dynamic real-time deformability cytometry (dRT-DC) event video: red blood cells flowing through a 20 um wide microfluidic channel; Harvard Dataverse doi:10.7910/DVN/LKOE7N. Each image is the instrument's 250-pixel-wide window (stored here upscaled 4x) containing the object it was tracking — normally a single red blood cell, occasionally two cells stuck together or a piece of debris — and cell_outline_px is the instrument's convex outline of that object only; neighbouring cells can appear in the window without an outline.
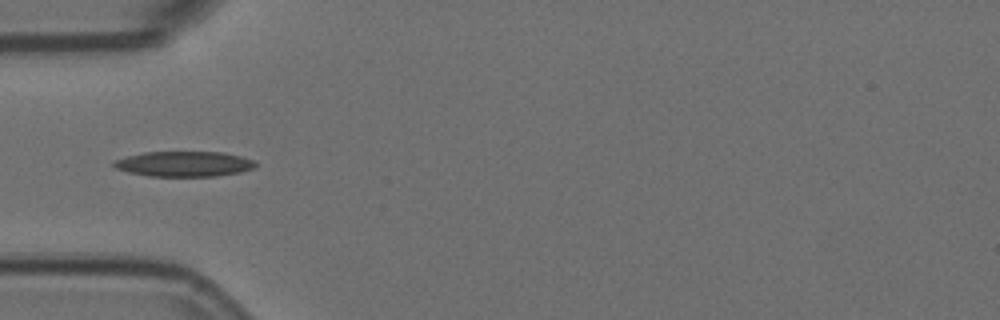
{"species": "Egyptian fruit bat (a non-hibernating species)", "species_latin": "Rousettus aegyptiacus", "temperature_condition": "room temperature", "stored_images_in_passage": 8, "camera_frame_rate_fps": 3000, "um_per_image_px": 0.085, "animal": {"sex": "female"}, "frame": {"image": 1, "passage_image": 4, "time_ms": 1.0, "image_size_px": [1000, 320], "cell_outline_px": [[256, 168], [240, 172], [216, 176], [148, 176], [128, 172], [116, 168], [112, 164], [112, 160], [144, 152], [224, 152], [256, 160]], "centroid_in_image_um": [15.66, 13.93], "position_along_channel_um": 69.3, "area_um2": 20.98}}
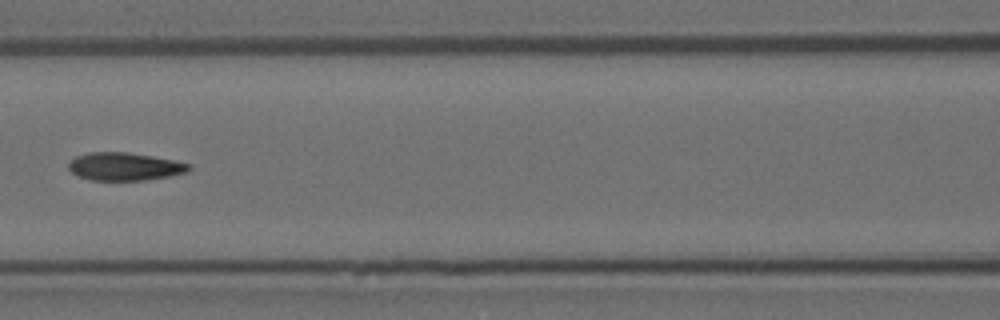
{"frame": {"image": 2, "passage_image": 6, "time_ms": 1.667, "image_size_px": [1000, 320], "cell_outline_px": [[192, 168], [188, 172], [148, 180], [88, 180], [76, 176], [68, 168], [68, 164], [76, 156], [92, 152], [124, 152], [152, 156], [176, 160], [192, 164]], "centroid_in_image_um": [10.62, 14.16], "position_along_channel_um": 156.0, "area_um2": 19.71}}
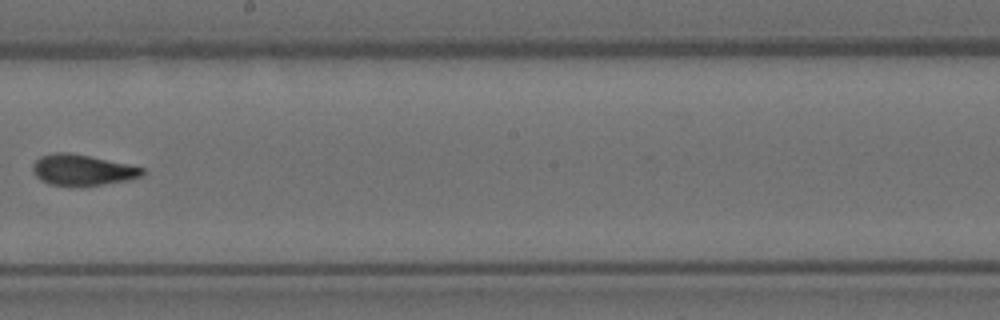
{"frame": {"image": 3, "passage_image": 8, "time_ms": 2.333, "image_size_px": [1000, 320], "cell_outline_px": [[144, 176], [132, 180], [84, 188], [72, 188], [48, 184], [40, 180], [32, 172], [32, 164], [40, 156], [56, 152], [68, 152], [88, 156], [144, 168]], "centroid_in_image_um": [6.98, 14.51], "position_along_channel_um": 241.2, "area_um2": 20.46}}